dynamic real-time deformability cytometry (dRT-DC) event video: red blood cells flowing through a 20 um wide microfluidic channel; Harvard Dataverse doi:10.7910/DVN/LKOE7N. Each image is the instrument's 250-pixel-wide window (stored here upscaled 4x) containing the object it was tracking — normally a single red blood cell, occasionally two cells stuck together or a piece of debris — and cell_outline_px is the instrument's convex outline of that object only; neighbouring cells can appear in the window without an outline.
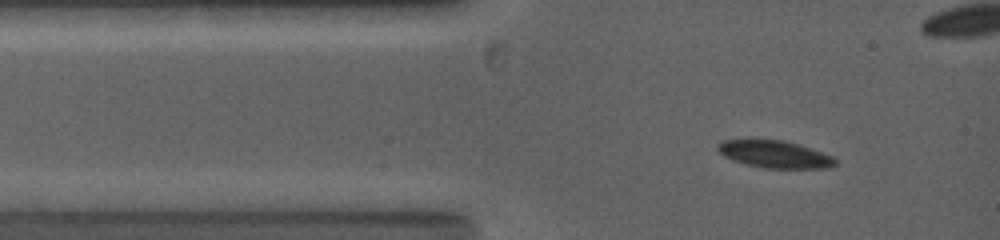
{"species": "common noctule bat (a hibernating species)", "species_latin": "Nyctalus noctula", "temperature_condition": "warm", "stored_images_in_passage": 38, "camera_frame_rate_fps": 5000, "um_per_image_px": 0.085, "animal": {"sex": "female", "body_mass_g": 19.0, "forearm_length_mm": 53.3}, "frame": {"image": 1, "passage_image": 4, "time_ms": 1.0, "image_size_px": [1000, 240], "cell_outline_px": [[836, 164], [828, 168], [764, 168], [732, 160], [724, 156], [716, 148], [716, 144], [720, 140], [784, 140], [800, 144], [832, 156], [836, 160]], "centroid_in_image_um": [65.84, 13.1], "position_along_channel_um": 19.2, "area_um2": 18.61}}
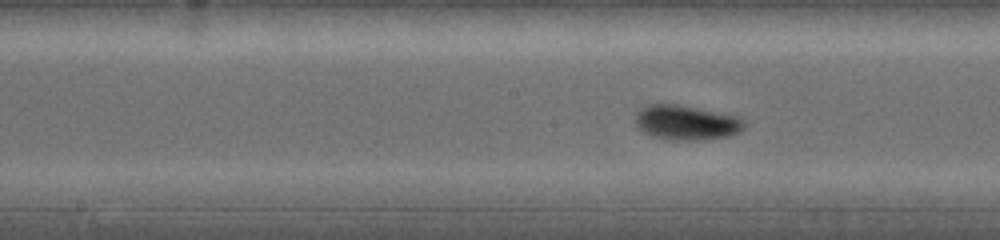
{"frame": {"image": 2, "passage_image": 23, "time_ms": 5.8, "image_size_px": [1000, 240], "cell_outline_px": [[744, 128], [740, 132], [728, 136], [700, 140], [672, 140], [656, 136], [644, 132], [636, 124], [636, 112], [640, 108], [648, 104], [676, 104], [740, 116], [744, 120]], "centroid_in_image_um": [58.37, 10.41], "position_along_channel_um": 189.8, "area_um2": 21.96}}
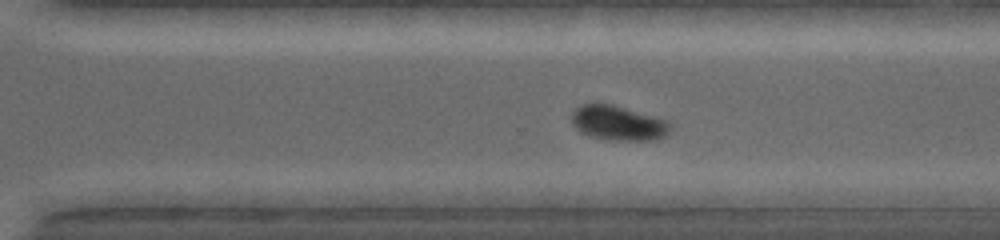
{"frame": {"image": 3, "passage_image": 37, "time_ms": 9.0, "image_size_px": [1000, 240], "cell_outline_px": [[672, 128], [664, 136], [652, 140], [612, 140], [592, 136], [580, 132], [572, 124], [572, 112], [580, 104], [612, 104], [668, 120], [672, 124]], "centroid_in_image_um": [52.56, 10.45], "position_along_channel_um": 318.0, "area_um2": 19.88}}